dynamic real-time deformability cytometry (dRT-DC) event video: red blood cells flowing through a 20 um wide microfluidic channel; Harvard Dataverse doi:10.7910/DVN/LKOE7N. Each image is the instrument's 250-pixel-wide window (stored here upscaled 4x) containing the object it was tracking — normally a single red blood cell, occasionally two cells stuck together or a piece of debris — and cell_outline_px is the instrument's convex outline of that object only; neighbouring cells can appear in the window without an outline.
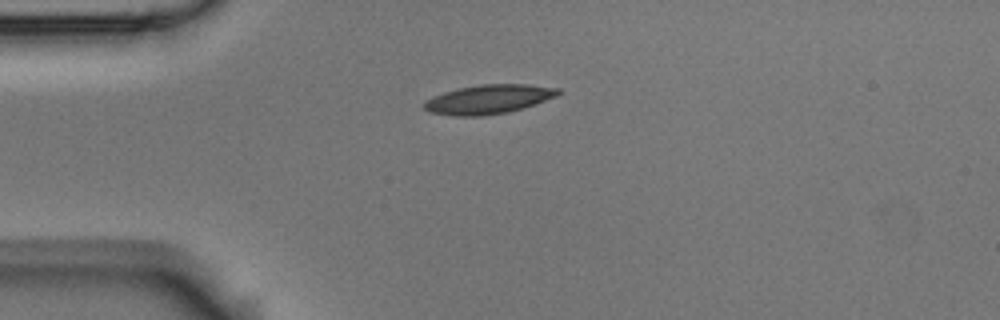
{"species": "Egyptian fruit bat (a non-hibernating species)", "species_latin": "Rousettus aegyptiacus", "temperature_condition": "room temperature", "stored_images_in_passage": 8, "camera_frame_rate_fps": 3000, "um_per_image_px": 0.085, "animal": {"sex": "male"}, "frame": {"image": 1, "passage_image": 1, "time_ms": 0.0, "image_size_px": [1000, 320], "cell_outline_px": [[560, 92], [556, 96], [508, 112], [480, 116], [456, 116], [432, 112], [424, 108], [424, 104], [428, 100], [444, 92], [460, 88], [480, 84], [528, 84], [560, 88]], "centroid_in_image_um": [41.55, 8.43], "position_along_channel_um": 43.5, "area_um2": 22.2}}
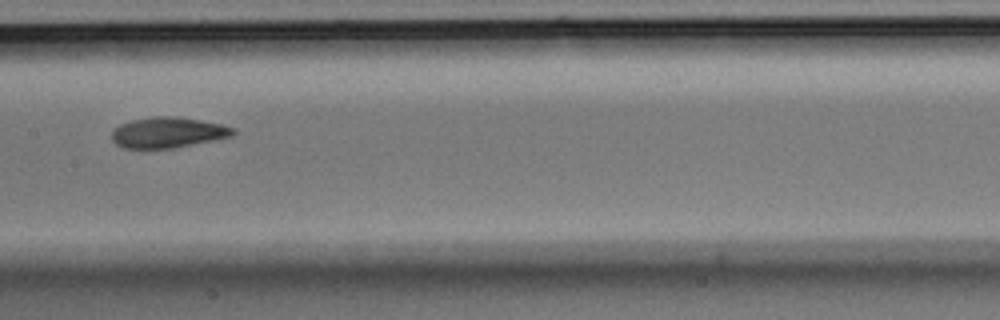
{"frame": {"image": 2, "passage_image": 5, "time_ms": 1.333, "image_size_px": [1000, 320], "cell_outline_px": [[236, 132], [232, 136], [172, 148], [124, 148], [116, 144], [112, 140], [112, 132], [120, 124], [132, 120], [152, 116], [180, 116], [220, 124], [236, 128]], "centroid_in_image_um": [14.27, 11.25], "position_along_channel_um": 193.1, "area_um2": 21.56}}
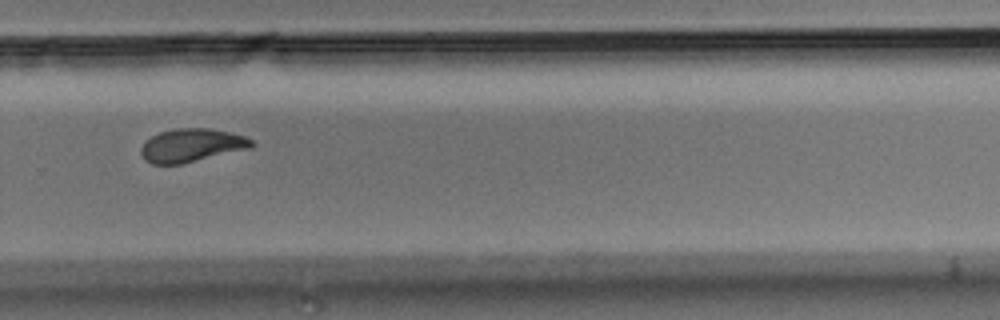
{"frame": {"image": 3, "passage_image": 8, "time_ms": 2.333, "image_size_px": [1000, 320], "cell_outline_px": [[256, 144], [248, 148], [184, 164], [152, 164], [144, 160], [140, 152], [140, 148], [144, 140], [160, 132], [176, 128], [208, 128], [228, 132], [244, 136], [252, 140]], "centroid_in_image_um": [16.23, 12.36], "position_along_channel_um": 313.6, "area_um2": 21.5}}